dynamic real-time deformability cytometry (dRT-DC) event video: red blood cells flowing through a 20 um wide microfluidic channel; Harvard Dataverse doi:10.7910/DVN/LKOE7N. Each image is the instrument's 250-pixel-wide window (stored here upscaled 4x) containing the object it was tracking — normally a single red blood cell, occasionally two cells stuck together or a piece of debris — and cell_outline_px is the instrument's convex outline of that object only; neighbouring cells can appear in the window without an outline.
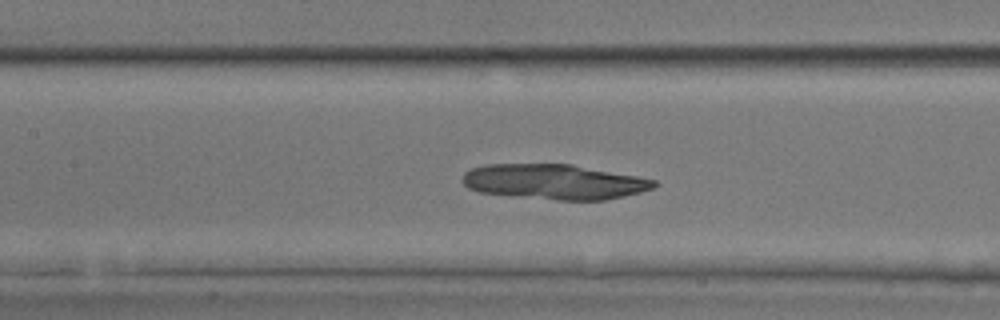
{"species": "common noctule bat (a hibernating species)", "species_latin": "Nyctalus noctula", "temperature_condition": "room temperature", "stored_images_in_passage": 51, "camera_frame_rate_fps": 3000, "um_per_image_px": 0.085, "animal": {"sex": "male", "body_mass_g": 17.9, "forearm_length_mm": 54.2}, "frame": {"image": 1, "passage_image": 24, "time_ms": 7.667, "image_size_px": [1000, 320], "cell_outline_px": [[660, 184], [652, 188], [640, 192], [624, 196], [604, 200], [556, 200], [480, 192], [468, 188], [464, 184], [464, 172], [472, 168], [488, 164], [572, 164], [636, 176], [656, 180]], "centroid_in_image_um": [47.14, 15.45], "position_along_channel_um": 160.3, "area_um2": 38.96}}
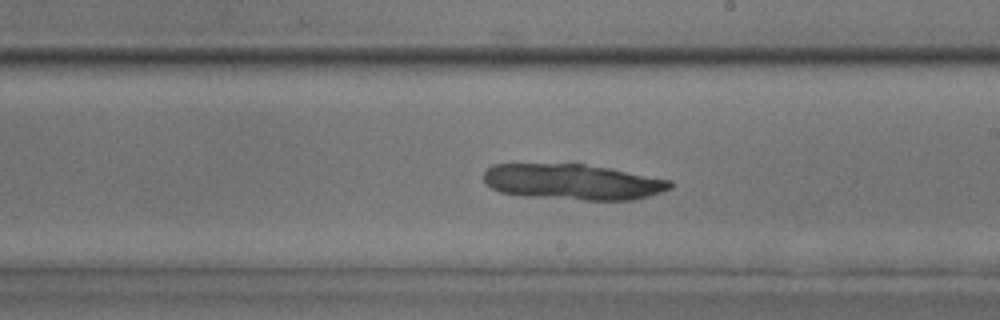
{"frame": {"image": 2, "passage_image": 30, "time_ms": 9.667, "image_size_px": [1000, 320], "cell_outline_px": [[672, 188], [636, 200], [584, 200], [524, 196], [500, 192], [492, 188], [484, 180], [484, 172], [492, 164], [584, 164], [608, 168], [672, 180]], "centroid_in_image_um": [48.69, 15.47], "position_along_channel_um": 240.3, "area_um2": 38.73}}
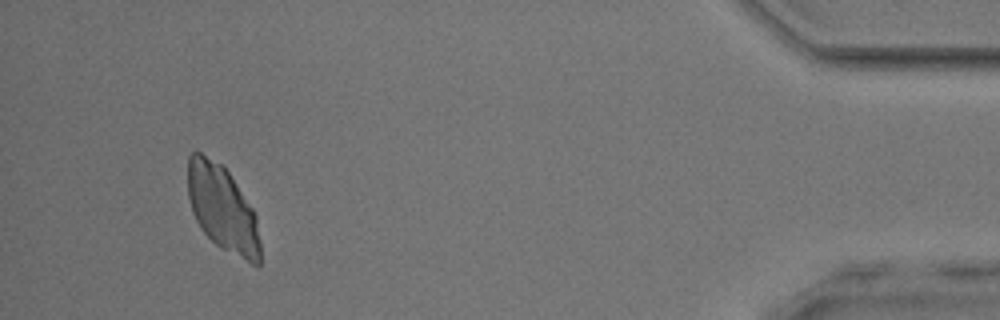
{"frame": {"image": 3, "passage_image": 48, "time_ms": 15.667, "image_size_px": [1000, 320], "cell_outline_px": [[260, 264], [252, 264], [220, 248], [200, 228], [192, 212], [188, 196], [188, 156], [196, 148], [220, 164], [228, 172], [252, 208], [256, 216], [260, 240]], "centroid_in_image_um": [18.89, 17.71], "position_along_channel_um": 416.3, "area_um2": 36.24}}